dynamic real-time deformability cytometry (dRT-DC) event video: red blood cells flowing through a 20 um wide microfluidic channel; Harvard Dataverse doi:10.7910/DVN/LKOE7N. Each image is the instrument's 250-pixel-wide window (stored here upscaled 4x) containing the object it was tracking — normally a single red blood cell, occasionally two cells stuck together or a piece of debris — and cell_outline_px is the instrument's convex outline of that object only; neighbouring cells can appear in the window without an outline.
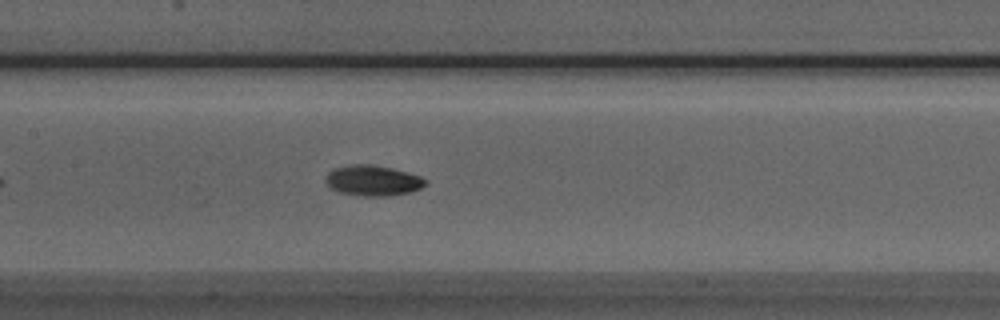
{"species": "Egyptian fruit bat (a non-hibernating species)", "species_latin": "Rousettus aegyptiacus", "temperature_condition": "room temperature", "stored_images_in_passage": 42, "camera_frame_rate_fps": 3000, "um_per_image_px": 0.085, "animal": {"sex": "male"}, "frame": {"image": 1, "passage_image": 14, "time_ms": 4.333, "image_size_px": [1000, 320], "cell_outline_px": [[428, 184], [420, 188], [408, 192], [392, 196], [364, 196], [340, 192], [332, 188], [324, 180], [324, 176], [328, 172], [336, 168], [352, 164], [372, 164], [392, 168], [408, 172], [420, 176], [428, 180]], "centroid_in_image_um": [31.72, 15.34], "position_along_channel_um": 175.7, "area_um2": 17.8}}
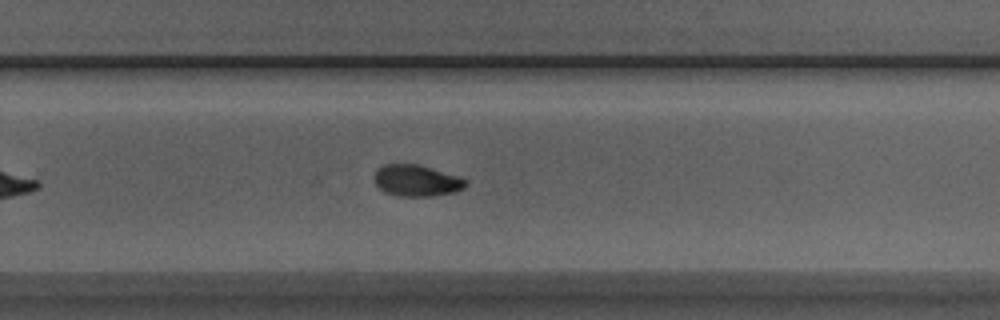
{"frame": {"image": 2, "passage_image": 23, "time_ms": 7.333, "image_size_px": [1000, 320], "cell_outline_px": [[468, 184], [464, 188], [456, 192], [432, 196], [400, 196], [384, 192], [372, 180], [372, 176], [376, 168], [384, 164], [416, 164], [460, 176], [468, 180]], "centroid_in_image_um": [35.4, 15.35], "position_along_channel_um": 294.4, "area_um2": 17.05}}
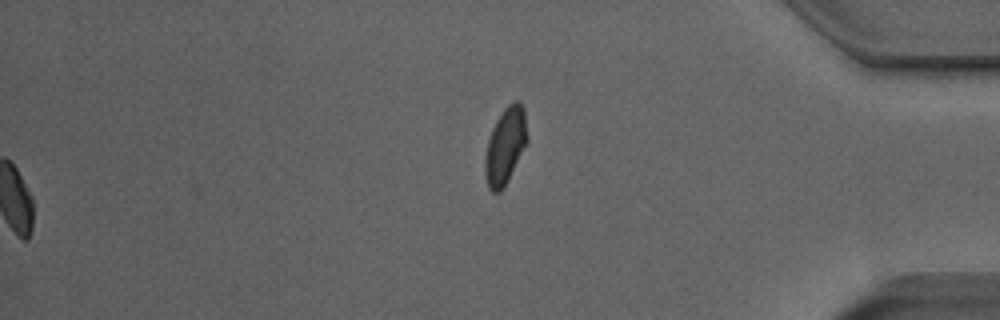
{"frame": {"image": 3, "passage_image": 42, "time_ms": 13.667, "image_size_px": [1000, 320], "cell_outline_px": [[528, 140], [504, 188], [500, 192], [492, 192], [488, 188], [484, 172], [484, 156], [488, 140], [492, 128], [500, 112], [512, 100], [516, 100], [524, 108], [528, 136]], "centroid_in_image_um": [42.94, 12.39], "position_along_channel_um": 392.3, "area_um2": 19.02}, "authors_computed_cell_mechanics": {"area_um2": 16.8198, "velocity_mm_per_s": 3.9707, "shape_relaxation_time_tau1_ms": 1.9822, "shape_relaxation_time_tau2_ms": null, "deformation_change_tau1": 0.1155, "deformation_change_tau2": null}}